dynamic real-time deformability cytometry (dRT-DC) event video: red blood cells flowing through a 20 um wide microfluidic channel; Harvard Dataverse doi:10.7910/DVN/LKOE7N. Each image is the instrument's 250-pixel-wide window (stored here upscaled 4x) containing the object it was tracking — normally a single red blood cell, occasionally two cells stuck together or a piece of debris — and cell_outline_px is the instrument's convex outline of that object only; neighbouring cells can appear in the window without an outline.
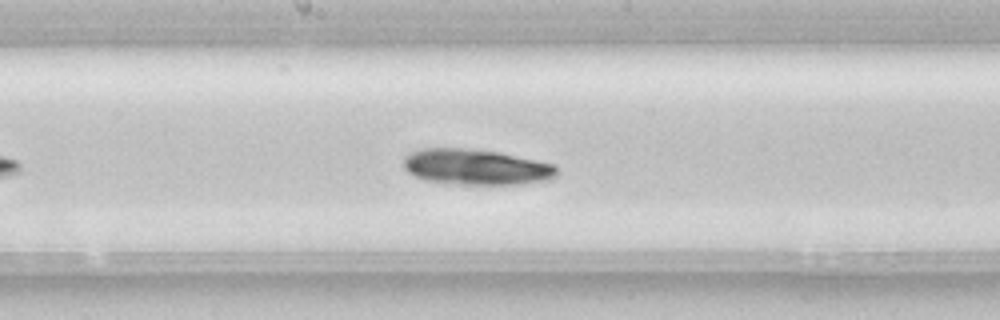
{"species": "common noctule bat (a hibernating species)", "species_latin": "Nyctalus noctula", "temperature_condition": "room temperature", "stored_images_in_passage": 29, "camera_frame_rate_fps": 3000, "um_per_image_px": 0.085, "animal": {"sex": "female", "body_mass_g": 22.7, "forearm_length_mm": 54.2}, "frame": {"image": 1, "passage_image": 13, "time_ms": 4.0, "image_size_px": [1000, 320], "cell_outline_px": [[556, 176], [552, 180], [520, 184], [448, 184], [428, 180], [416, 176], [408, 172], [404, 168], [404, 156], [408, 152], [420, 148], [468, 148], [496, 152], [556, 164]], "centroid_in_image_um": [40.45, 14.19], "position_along_channel_um": 207.7, "area_um2": 32.02}}
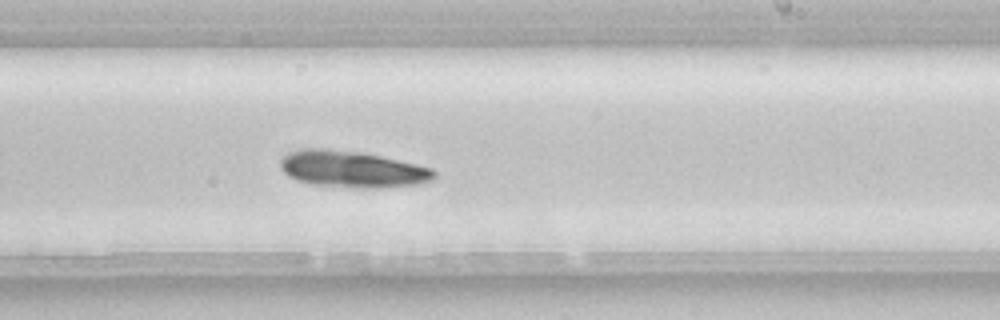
{"frame": {"image": 2, "passage_image": 17, "time_ms": 5.333, "image_size_px": [1000, 320], "cell_outline_px": [[436, 176], [432, 180], [416, 184], [376, 188], [352, 188], [308, 184], [296, 180], [288, 176], [280, 168], [280, 160], [288, 152], [300, 148], [324, 148], [364, 152], [416, 164], [432, 168], [436, 172]], "centroid_in_image_um": [29.89, 14.37], "position_along_channel_um": 259.1, "area_um2": 33.18}}